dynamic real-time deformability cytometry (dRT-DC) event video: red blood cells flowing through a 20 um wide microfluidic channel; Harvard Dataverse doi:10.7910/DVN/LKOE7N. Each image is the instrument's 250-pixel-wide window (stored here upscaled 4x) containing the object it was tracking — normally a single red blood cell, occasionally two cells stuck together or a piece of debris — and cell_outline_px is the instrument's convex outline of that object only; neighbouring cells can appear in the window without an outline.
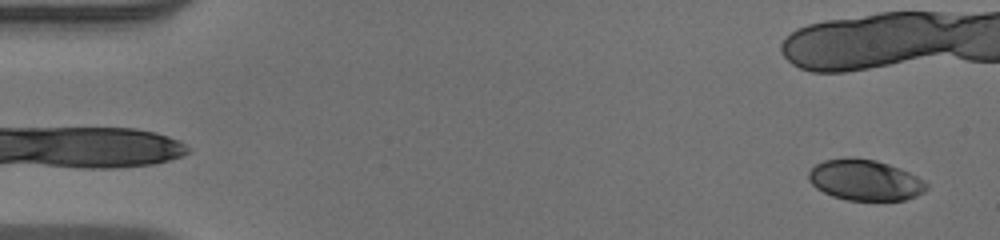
{"species": "human", "species_latin": "Homo sapiens", "temperature_condition": "warm", "stored_images_in_passage": 14, "camera_frame_rate_fps": 3000, "um_per_image_px": 0.085, "donor": {"sex": "male"}, "frame": {"image": 1, "passage_image": 2, "time_ms": 0.333, "image_size_px": [1000, 240], "cell_outline_px": [[928, 188], [924, 192], [916, 196], [904, 200], [848, 200], [832, 196], [816, 188], [808, 180], [808, 172], [816, 164], [824, 160], [848, 156], [876, 160], [900, 168], [924, 180], [928, 184]], "centroid_in_image_um": [73.51, 15.3], "position_along_channel_um": 11.5, "area_um2": 28.21}}